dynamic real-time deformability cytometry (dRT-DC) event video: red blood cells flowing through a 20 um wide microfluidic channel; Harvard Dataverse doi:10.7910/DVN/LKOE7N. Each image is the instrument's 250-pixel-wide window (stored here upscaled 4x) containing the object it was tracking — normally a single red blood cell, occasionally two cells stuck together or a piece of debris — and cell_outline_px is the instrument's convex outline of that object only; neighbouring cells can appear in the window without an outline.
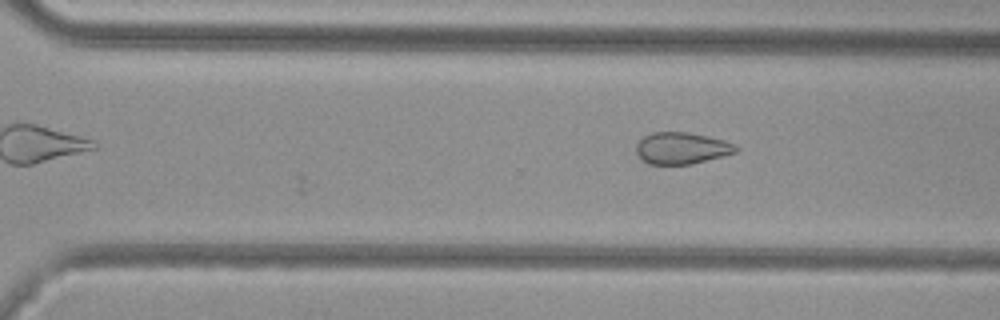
{"species": "common noctule bat (a hibernating species)", "species_latin": "Nyctalus noctula", "temperature_condition": "cold", "stored_images_in_passage": 20, "camera_frame_rate_fps": 3000, "um_per_image_px": 0.085, "animal": {"sex": "female", "body_mass_g": 29.2, "forearm_length_mm": 56.3}, "frame": {"image": 1, "passage_image": 20, "time_ms": 6.333, "image_size_px": [1000, 320], "cell_outline_px": [[740, 148], [736, 152], [692, 164], [648, 164], [640, 160], [636, 152], [636, 144], [644, 136], [652, 132], [688, 132], [708, 136], [724, 140], [736, 144]], "centroid_in_image_um": [57.93, 12.59], "position_along_channel_um": 312.7, "area_um2": 18.55}}